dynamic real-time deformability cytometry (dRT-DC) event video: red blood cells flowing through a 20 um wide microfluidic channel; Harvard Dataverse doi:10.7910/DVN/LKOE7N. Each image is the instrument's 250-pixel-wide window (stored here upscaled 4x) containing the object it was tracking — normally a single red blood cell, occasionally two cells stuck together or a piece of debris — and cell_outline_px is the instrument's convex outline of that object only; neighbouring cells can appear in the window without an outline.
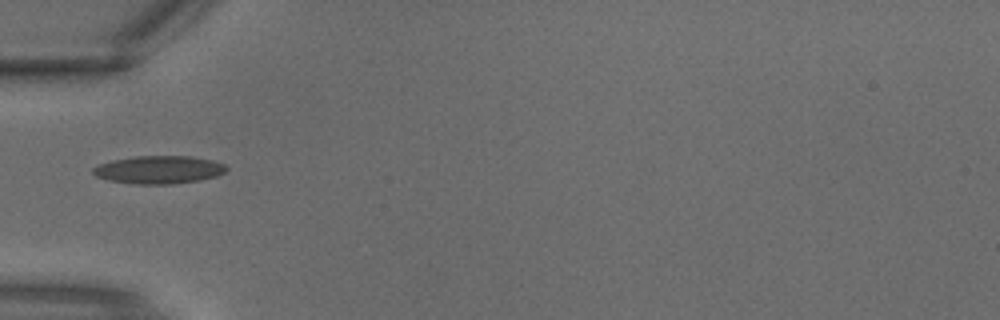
{"species": "common noctule bat (a hibernating species)", "species_latin": "Nyctalus noctula", "temperature_condition": "warm", "stored_images_in_passage": 1, "camera_frame_rate_fps": 3000, "um_per_image_px": 0.085, "animal": {"sex": "male", "body_mass_g": 18.8}, "frame": {"image": 1, "passage_image": 1, "time_ms": 0.0, "image_size_px": [1000, 320], "cell_outline_px": [[228, 168], [224, 172], [216, 176], [200, 180], [172, 184], [136, 184], [108, 180], [96, 176], [92, 172], [92, 168], [100, 164], [112, 160], [136, 156], [192, 156], [212, 160], [224, 164]], "centroid_in_image_um": [13.5, 14.42], "position_along_channel_um": 71.5, "area_um2": 21.68}}